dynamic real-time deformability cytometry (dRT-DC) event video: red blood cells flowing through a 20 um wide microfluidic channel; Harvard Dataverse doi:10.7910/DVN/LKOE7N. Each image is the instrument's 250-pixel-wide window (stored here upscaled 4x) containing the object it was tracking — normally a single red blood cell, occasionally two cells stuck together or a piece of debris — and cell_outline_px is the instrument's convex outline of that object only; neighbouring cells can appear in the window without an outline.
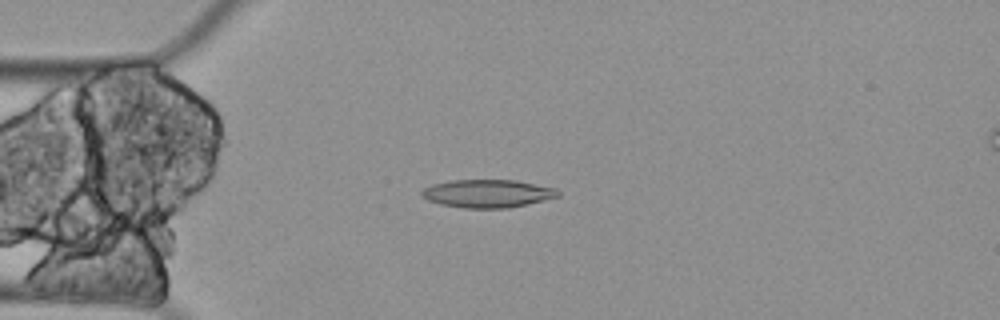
{"species": "Egyptian fruit bat (a non-hibernating species)", "species_latin": "Rousettus aegyptiacus", "temperature_condition": "cold", "stored_images_in_passage": 5, "camera_frame_rate_fps": 3000, "um_per_image_px": 0.085, "animal": {"sex": "female"}, "frame": {"image": 1, "passage_image": 4, "time_ms": 1.0, "image_size_px": [1000, 320], "cell_outline_px": [[560, 196], [528, 204], [508, 208], [464, 208], [440, 204], [428, 200], [420, 196], [420, 192], [424, 188], [432, 184], [452, 180], [516, 180], [556, 188], [560, 192]], "centroid_in_image_um": [41.44, 16.45], "position_along_channel_um": 43.6, "area_um2": 22.37}}